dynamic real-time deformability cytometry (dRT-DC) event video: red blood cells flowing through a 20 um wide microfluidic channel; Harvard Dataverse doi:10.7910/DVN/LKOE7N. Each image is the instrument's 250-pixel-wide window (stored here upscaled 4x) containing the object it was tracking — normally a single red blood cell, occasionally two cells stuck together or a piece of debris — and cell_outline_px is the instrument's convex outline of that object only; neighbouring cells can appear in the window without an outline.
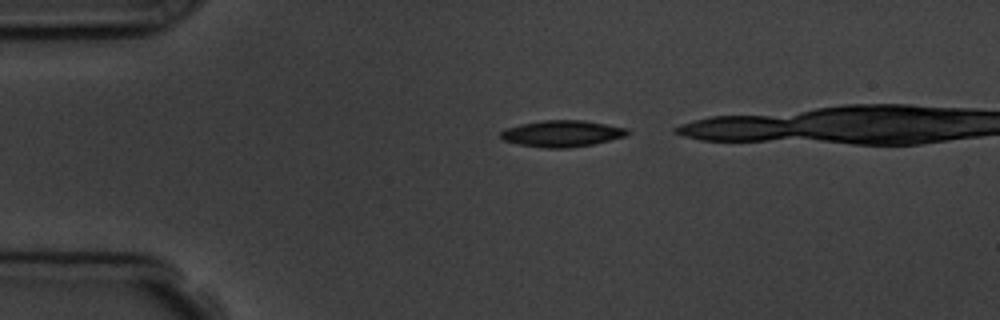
{"species": "common noctule bat (a hibernating species)", "species_latin": "Nyctalus noctula", "temperature_condition": "room temperature", "stored_images_in_passage": 3, "camera_frame_rate_fps": 3000, "um_per_image_px": 0.085, "animal": {"sex": "male", "body_mass_g": 19.5, "forearm_length_mm": 54.6}, "frame": {"image": 1, "passage_image": 1, "time_ms": 0.0, "image_size_px": [1000, 320], "cell_outline_px": [[632, 132], [624, 136], [592, 144], [568, 148], [544, 148], [520, 144], [504, 140], [500, 136], [500, 132], [504, 128], [520, 124], [540, 120], [584, 120], [628, 128]], "centroid_in_image_um": [47.76, 11.34], "position_along_channel_um": 37.2, "area_um2": 19.54}}